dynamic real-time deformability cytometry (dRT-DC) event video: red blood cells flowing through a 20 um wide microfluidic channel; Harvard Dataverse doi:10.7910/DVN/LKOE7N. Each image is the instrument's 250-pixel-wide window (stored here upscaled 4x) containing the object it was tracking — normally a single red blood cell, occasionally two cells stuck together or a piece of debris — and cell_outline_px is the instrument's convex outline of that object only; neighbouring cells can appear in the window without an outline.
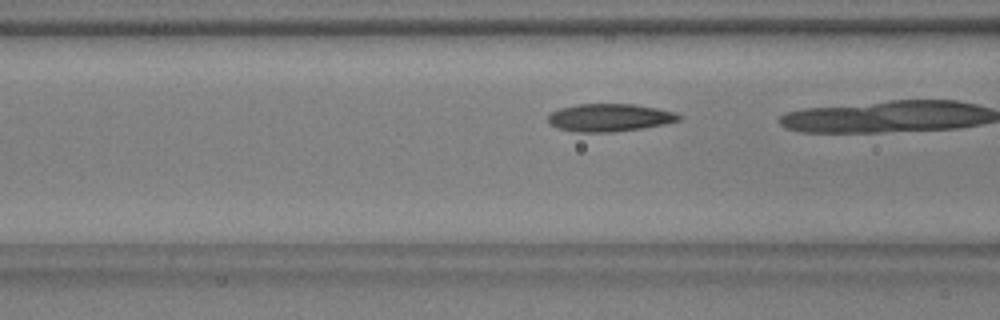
{"species": "common noctule bat (a hibernating species)", "species_latin": "Nyctalus noctula", "temperature_condition": "warm", "stored_images_in_passage": 32, "camera_frame_rate_fps": 3000, "um_per_image_px": 0.085, "animal": {"sex": "male", "body_mass_g": 17.9, "forearm_length_mm": 54.2}, "frame": {"image": 1, "passage_image": 11, "time_ms": 3.333, "image_size_px": [1000, 320], "cell_outline_px": [[680, 120], [664, 124], [640, 128], [612, 132], [576, 132], [560, 128], [548, 124], [548, 116], [552, 112], [560, 108], [580, 104], [632, 104], [656, 108], [676, 112], [680, 116]], "centroid_in_image_um": [51.8, 9.99], "position_along_channel_um": 114.8, "area_um2": 20.92}}